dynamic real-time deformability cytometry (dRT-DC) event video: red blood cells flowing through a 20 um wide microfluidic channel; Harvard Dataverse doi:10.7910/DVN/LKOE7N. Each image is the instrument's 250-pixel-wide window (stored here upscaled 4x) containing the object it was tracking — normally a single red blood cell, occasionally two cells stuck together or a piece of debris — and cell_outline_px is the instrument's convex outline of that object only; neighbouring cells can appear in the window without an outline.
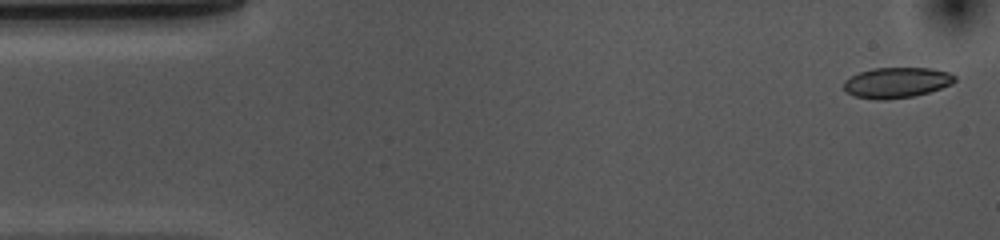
{"species": "common noctule bat (a hibernating species)", "species_latin": "Nyctalus noctula", "temperature_condition": "cold", "stored_images_in_passage": 49, "camera_frame_rate_fps": 3000, "um_per_image_px": 0.085, "animal": {"sex": "female", "body_mass_g": 10.0, "forearm_length_mm": 53.1}, "frame": {"image": 1, "passage_image": 1, "time_ms": 0.0, "image_size_px": [1000, 240], "cell_outline_px": [[952, 80], [948, 84], [924, 92], [908, 96], [860, 96], [852, 92], [848, 88], [856, 76], [864, 72], [880, 68], [920, 68], [944, 72], [952, 76]], "centroid_in_image_um": [76.34, 6.96], "position_along_channel_um": 8.7, "area_um2": 16.65}}
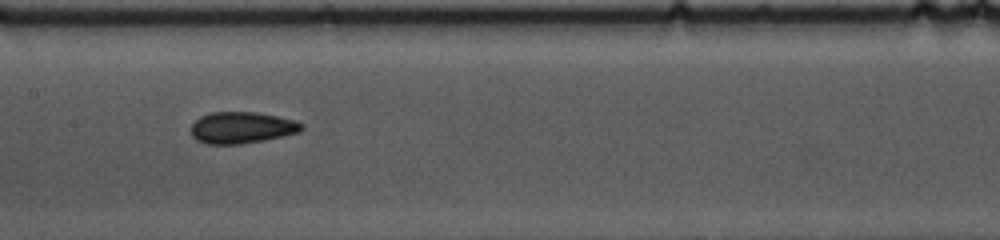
{"frame": {"image": 2, "passage_image": 24, "time_ms": 7.667, "image_size_px": [1000, 240], "cell_outline_px": [[300, 128], [292, 132], [252, 140], [204, 140], [196, 136], [192, 132], [192, 128], [204, 116], [220, 112], [240, 112], [268, 116], [300, 124]], "centroid_in_image_um": [20.49, 10.77], "position_along_channel_um": 186.9, "area_um2": 16.47}}
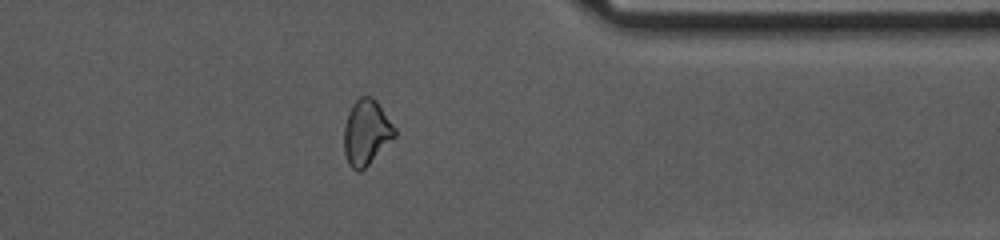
{"frame": {"image": 3, "passage_image": 41, "time_ms": 13.333, "image_size_px": [1000, 240], "cell_outline_px": [[396, 132], [360, 168], [348, 160], [344, 144], [344, 136], [348, 116], [352, 108], [356, 104], [372, 100], [376, 104]], "centroid_in_image_um": [31.09, 11.25], "position_along_channel_um": 380.3, "area_um2": 15.9}, "authors_computed_cell_mechanics": {"area_um2": 16.473, "velocity_mm_per_s": 3.677, "shape_relaxation_time_tau1_ms": null, "shape_relaxation_time_tau2_ms": 2.4269, "deformation_change_tau1": null, "deformation_change_tau2": 0.0732}}